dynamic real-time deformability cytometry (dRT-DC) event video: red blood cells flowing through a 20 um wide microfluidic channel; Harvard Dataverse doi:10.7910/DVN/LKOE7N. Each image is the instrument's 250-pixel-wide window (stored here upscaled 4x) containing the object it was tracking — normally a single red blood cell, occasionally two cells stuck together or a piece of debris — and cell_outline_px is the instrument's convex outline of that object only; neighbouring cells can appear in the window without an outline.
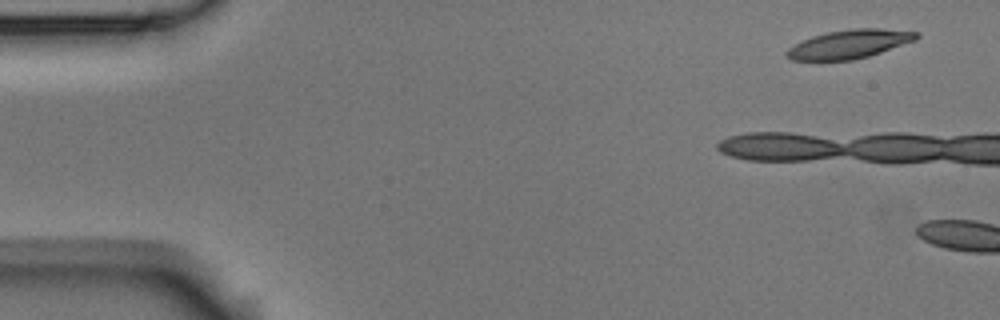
{"species": "Egyptian fruit bat (a non-hibernating species)", "species_latin": "Rousettus aegyptiacus", "temperature_condition": "room temperature", "stored_images_in_passage": 2, "camera_frame_rate_fps": 3000, "um_per_image_px": 0.085, "animal": {"sex": "male"}, "frame": {"image": 1, "passage_image": 1, "time_ms": 0.0, "image_size_px": [1000, 320], "cell_outline_px": [[920, 36], [916, 40], [868, 56], [852, 60], [792, 60], [784, 52], [788, 48], [812, 36], [828, 32], [852, 28], [880, 28], [916, 32]], "centroid_in_image_um": [72.2, 3.74], "position_along_channel_um": 12.8, "area_um2": 21.39}}